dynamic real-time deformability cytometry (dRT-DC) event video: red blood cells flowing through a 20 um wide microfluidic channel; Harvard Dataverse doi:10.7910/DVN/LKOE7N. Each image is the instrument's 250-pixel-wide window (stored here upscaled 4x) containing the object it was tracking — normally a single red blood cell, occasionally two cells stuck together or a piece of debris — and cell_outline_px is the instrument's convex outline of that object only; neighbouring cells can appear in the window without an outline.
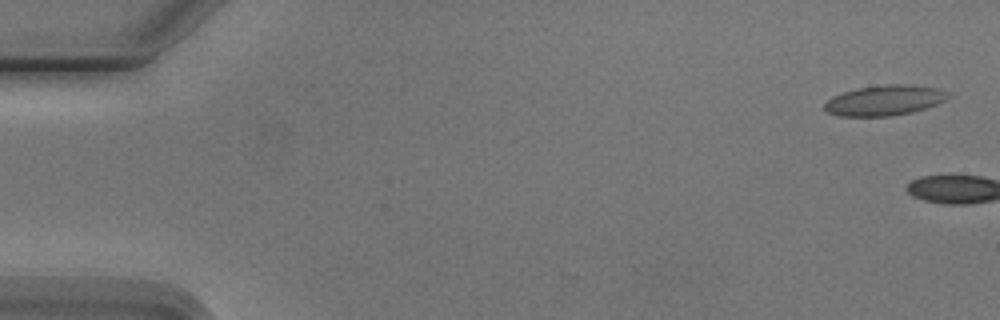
{"species": "Egyptian fruit bat (a non-hibernating species)", "species_latin": "Rousettus aegyptiacus", "temperature_condition": "cold", "stored_images_in_passage": 3, "camera_frame_rate_fps": 3000, "um_per_image_px": 0.085, "animal": {"sex": "male"}, "frame": {"image": 1, "passage_image": 1, "time_ms": 0.0, "image_size_px": [1000, 320], "cell_outline_px": [[952, 96], [936, 104], [912, 112], [888, 116], [840, 116], [828, 112], [824, 108], [824, 104], [832, 96], [856, 88], [884, 84], [912, 84], [936, 88], [948, 92]], "centroid_in_image_um": [75.19, 8.51], "position_along_channel_um": 9.8, "area_um2": 21.79}}